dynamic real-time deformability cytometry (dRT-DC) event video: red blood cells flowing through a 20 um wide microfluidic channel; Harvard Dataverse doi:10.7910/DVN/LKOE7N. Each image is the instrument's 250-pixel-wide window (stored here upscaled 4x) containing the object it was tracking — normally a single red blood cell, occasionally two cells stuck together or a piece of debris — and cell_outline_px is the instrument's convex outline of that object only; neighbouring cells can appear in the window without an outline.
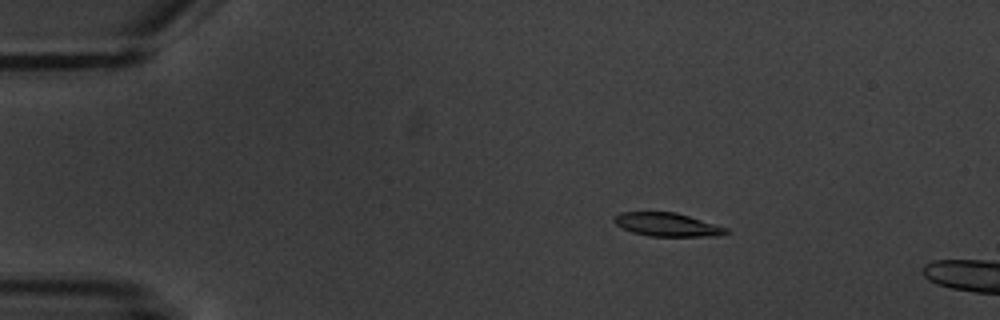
{"species": "common noctule bat (a hibernating species)", "species_latin": "Nyctalus noctula", "temperature_condition": "warm", "stored_images_in_passage": 2, "camera_frame_rate_fps": 3000, "um_per_image_px": 0.085, "animal": {"sex": "male", "body_mass_g": 20.1, "forearm_length_mm": 53.5}, "frame": {"image": 1, "passage_image": 1, "time_ms": 0.0, "image_size_px": [1000, 320], "cell_outline_px": [[732, 232], [720, 236], [648, 236], [632, 232], [616, 224], [612, 220], [612, 216], [620, 212], [676, 212], [728, 228]], "centroid_in_image_um": [56.72, 19.09], "position_along_channel_um": 28.3, "area_um2": 15.43}}